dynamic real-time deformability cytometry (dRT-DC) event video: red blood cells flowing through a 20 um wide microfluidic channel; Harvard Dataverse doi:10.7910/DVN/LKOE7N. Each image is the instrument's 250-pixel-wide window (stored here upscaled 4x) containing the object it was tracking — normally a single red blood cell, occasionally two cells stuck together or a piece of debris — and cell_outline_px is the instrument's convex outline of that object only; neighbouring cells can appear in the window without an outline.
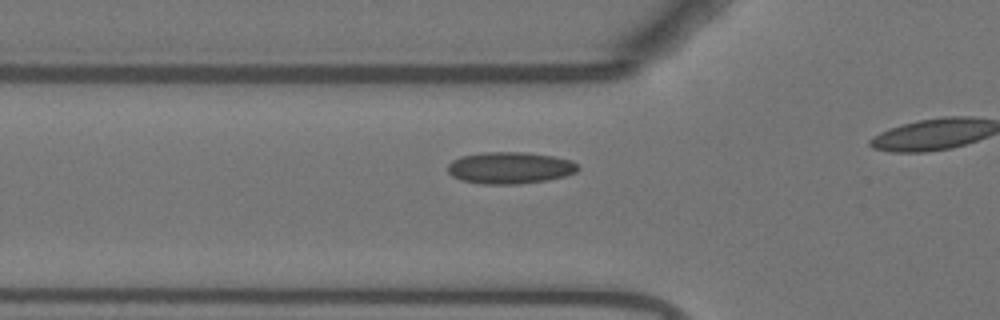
{"species": "Egyptian fruit bat (a non-hibernating species)", "species_latin": "Rousettus aegyptiacus", "temperature_condition": "warm", "stored_images_in_passage": 19, "camera_frame_rate_fps": 3000, "um_per_image_px": 0.085, "animal": {"sex": "female"}, "frame": {"image": 1, "passage_image": 14, "time_ms": 4.333, "image_size_px": [1000, 320], "cell_outline_px": [[580, 168], [576, 172], [564, 176], [548, 180], [520, 184], [484, 184], [460, 180], [452, 176], [448, 172], [448, 164], [452, 160], [460, 156], [480, 152], [528, 152], [552, 156], [572, 160]], "centroid_in_image_um": [43.33, 14.26], "position_along_channel_um": 82.5, "area_um2": 24.33}}